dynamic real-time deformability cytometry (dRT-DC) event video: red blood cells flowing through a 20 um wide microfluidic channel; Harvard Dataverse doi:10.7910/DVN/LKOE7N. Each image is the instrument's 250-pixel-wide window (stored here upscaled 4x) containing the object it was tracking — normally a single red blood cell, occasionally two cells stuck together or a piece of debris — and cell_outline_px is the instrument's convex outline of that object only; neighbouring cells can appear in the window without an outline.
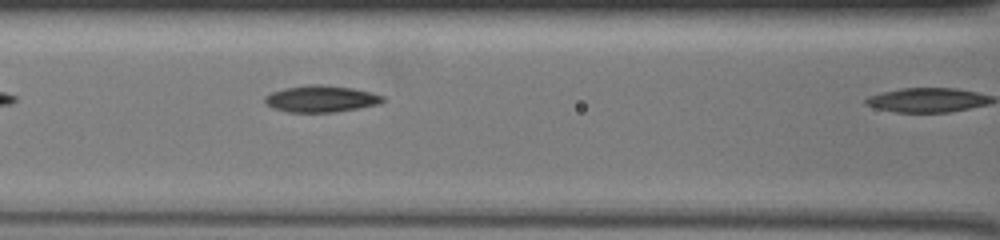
{"species": "common noctule bat (a hibernating species)", "species_latin": "Nyctalus noctula", "temperature_condition": "warm", "stored_images_in_passage": 8, "camera_frame_rate_fps": 3000, "um_per_image_px": 0.085, "animal": {"sex": "female", "body_mass_g": 19.5, "forearm_length_mm": 54.1}, "frame": {"image": 1, "passage_image": 4, "time_ms": 1.0, "image_size_px": [1000, 240], "cell_outline_px": [[384, 100], [380, 104], [332, 112], [288, 112], [272, 108], [264, 104], [264, 96], [272, 92], [284, 88], [308, 84], [324, 84], [352, 88], [372, 92], [384, 96]], "centroid_in_image_um": [27.25, 8.39], "position_along_channel_um": 139.3, "area_um2": 18.44}}
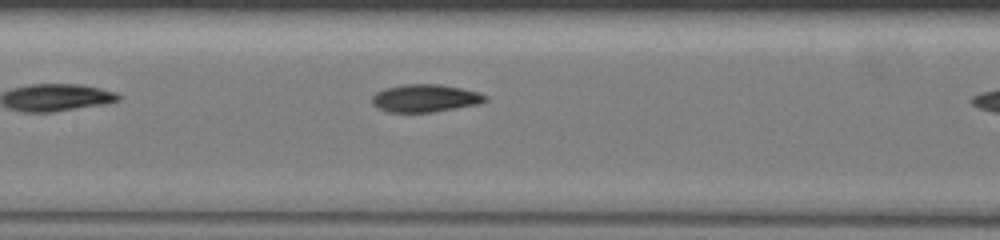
{"frame": {"image": 2, "passage_image": 7, "time_ms": 2.0, "image_size_px": [1000, 240], "cell_outline_px": [[488, 100], [476, 104], [432, 112], [388, 112], [376, 108], [372, 104], [372, 96], [376, 92], [384, 88], [404, 84], [440, 84], [480, 92], [488, 96]], "centroid_in_image_um": [36.11, 8.34], "position_along_channel_um": 171.3, "area_um2": 18.32}}